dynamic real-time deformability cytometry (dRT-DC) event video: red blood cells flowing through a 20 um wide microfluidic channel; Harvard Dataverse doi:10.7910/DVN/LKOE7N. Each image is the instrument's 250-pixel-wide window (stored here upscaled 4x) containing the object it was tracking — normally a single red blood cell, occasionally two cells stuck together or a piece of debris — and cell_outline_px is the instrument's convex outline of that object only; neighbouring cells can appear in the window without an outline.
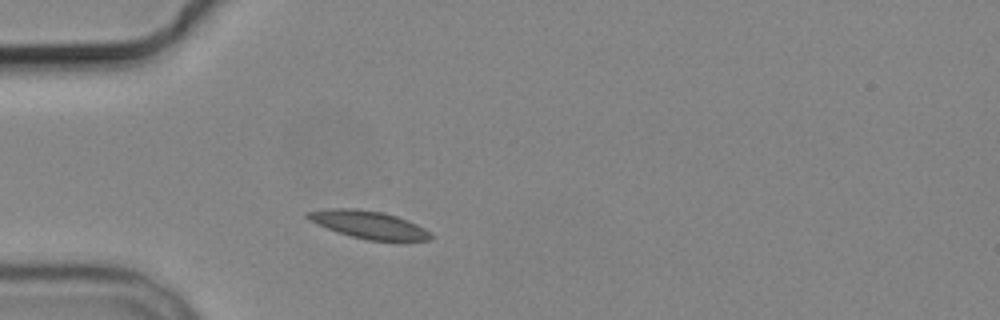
{"species": "common noctule bat (a hibernating species)", "species_latin": "Nyctalus noctula", "temperature_condition": "cold", "stored_images_in_passage": 1, "camera_frame_rate_fps": 3000, "um_per_image_px": 0.085, "animal": {"sex": "male", "body_mass_g": 19.2, "forearm_length_mm": 51.8}, "frame": {"image": 1, "passage_image": 1, "time_ms": 0.0, "image_size_px": [1000, 320], "cell_outline_px": [[432, 240], [368, 240], [336, 232], [308, 220], [304, 216], [304, 212], [332, 208], [356, 208], [384, 212], [408, 220], [424, 228], [432, 236]], "centroid_in_image_um": [31.28, 19.08], "position_along_channel_um": 53.7, "area_um2": 19.77}}